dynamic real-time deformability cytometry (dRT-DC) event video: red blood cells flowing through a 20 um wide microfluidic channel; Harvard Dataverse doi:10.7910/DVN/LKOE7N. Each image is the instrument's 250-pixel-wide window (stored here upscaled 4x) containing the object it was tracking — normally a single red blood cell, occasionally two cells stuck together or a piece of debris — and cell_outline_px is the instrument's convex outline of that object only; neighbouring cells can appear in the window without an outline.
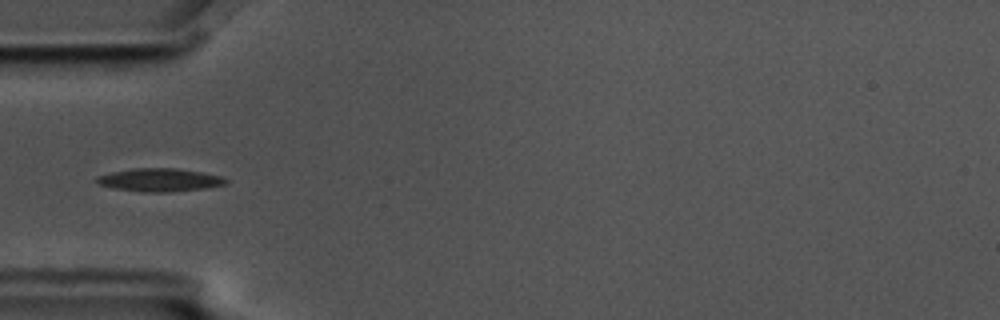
{"species": "common noctule bat (a hibernating species)", "species_latin": "Nyctalus noctula", "temperature_condition": "cold", "stored_images_in_passage": 11, "camera_frame_rate_fps": 3000, "um_per_image_px": 0.085, "animal": {"sex": "male", "body_mass_g": 17.5, "forearm_length_mm": 52.3}, "frame": {"image": 1, "passage_image": 1, "time_ms": 0.0, "image_size_px": [1000, 320], "cell_outline_px": [[228, 184], [208, 188], [168, 192], [144, 192], [112, 188], [96, 184], [96, 176], [112, 172], [132, 168], [176, 168], [224, 176], [228, 180]], "centroid_in_image_um": [13.59, 15.3], "position_along_channel_um": 71.4, "area_um2": 17.63}}
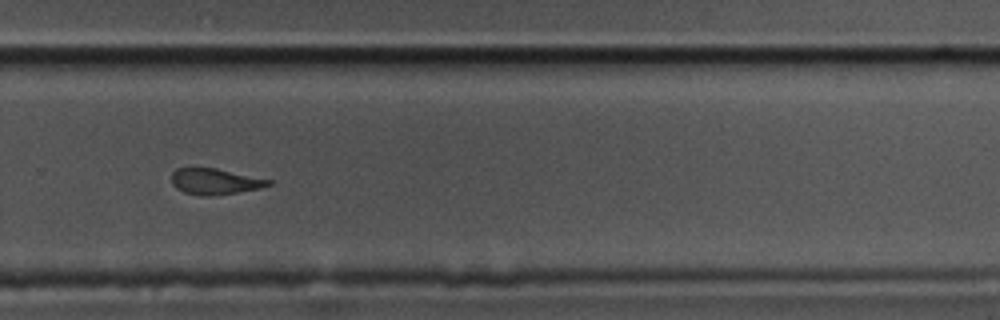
{"frame": {"image": 2, "passage_image": 7, "time_ms": 2.0, "image_size_px": [1000, 320], "cell_outline_px": [[272, 184], [260, 188], [236, 192], [208, 196], [200, 196], [184, 192], [176, 188], [172, 184], [172, 172], [176, 168], [216, 168], [272, 180]], "centroid_in_image_um": [18.25, 15.42], "position_along_channel_um": 311.5, "area_um2": 14.57}}
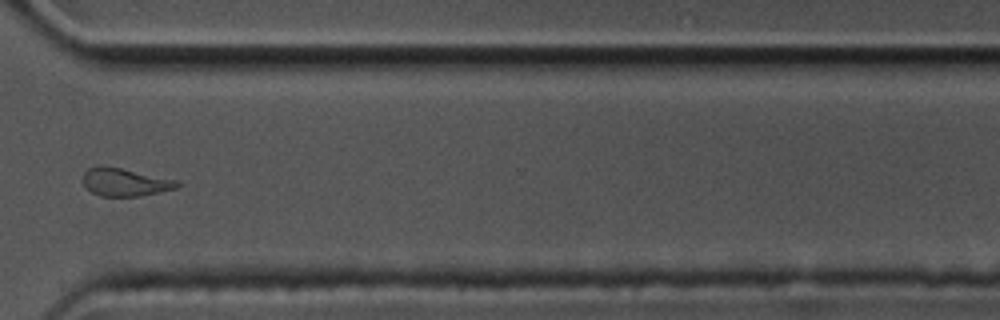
{"frame": {"image": 3, "passage_image": 8, "time_ms": 2.333, "image_size_px": [1000, 320], "cell_outline_px": [[184, 184], [176, 188], [140, 196], [100, 196], [92, 192], [84, 184], [84, 172], [88, 168], [100, 164], [180, 180]], "centroid_in_image_um": [10.67, 15.47], "position_along_channel_um": 359.9, "area_um2": 15.43}}